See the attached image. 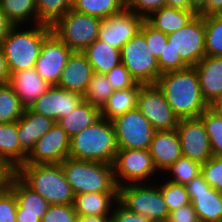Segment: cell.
I'll return each mask as SVG.
<instances>
[{
    "mask_svg": "<svg viewBox=\"0 0 222 222\" xmlns=\"http://www.w3.org/2000/svg\"><path fill=\"white\" fill-rule=\"evenodd\" d=\"M140 31L144 34L148 47L151 53L158 59L163 53L164 45L167 43V34L155 29L146 20L142 22Z\"/></svg>",
    "mask_w": 222,
    "mask_h": 222,
    "instance_id": "60d3db41",
    "label": "cell"
},
{
    "mask_svg": "<svg viewBox=\"0 0 222 222\" xmlns=\"http://www.w3.org/2000/svg\"><path fill=\"white\" fill-rule=\"evenodd\" d=\"M121 63L140 84H155L161 75L157 58L139 30L121 49Z\"/></svg>",
    "mask_w": 222,
    "mask_h": 222,
    "instance_id": "ba28073f",
    "label": "cell"
},
{
    "mask_svg": "<svg viewBox=\"0 0 222 222\" xmlns=\"http://www.w3.org/2000/svg\"><path fill=\"white\" fill-rule=\"evenodd\" d=\"M10 72L8 69L7 61L4 57L2 46L0 44V84H6L9 82Z\"/></svg>",
    "mask_w": 222,
    "mask_h": 222,
    "instance_id": "816d5d0a",
    "label": "cell"
},
{
    "mask_svg": "<svg viewBox=\"0 0 222 222\" xmlns=\"http://www.w3.org/2000/svg\"><path fill=\"white\" fill-rule=\"evenodd\" d=\"M15 175V170L0 158V194L9 188L10 181Z\"/></svg>",
    "mask_w": 222,
    "mask_h": 222,
    "instance_id": "681fc988",
    "label": "cell"
},
{
    "mask_svg": "<svg viewBox=\"0 0 222 222\" xmlns=\"http://www.w3.org/2000/svg\"><path fill=\"white\" fill-rule=\"evenodd\" d=\"M166 6L185 11H196L191 5V0H166Z\"/></svg>",
    "mask_w": 222,
    "mask_h": 222,
    "instance_id": "db71d44e",
    "label": "cell"
},
{
    "mask_svg": "<svg viewBox=\"0 0 222 222\" xmlns=\"http://www.w3.org/2000/svg\"><path fill=\"white\" fill-rule=\"evenodd\" d=\"M0 158L14 170L25 163L27 154L20 146L17 136V122H0Z\"/></svg>",
    "mask_w": 222,
    "mask_h": 222,
    "instance_id": "f1b7e54d",
    "label": "cell"
},
{
    "mask_svg": "<svg viewBox=\"0 0 222 222\" xmlns=\"http://www.w3.org/2000/svg\"><path fill=\"white\" fill-rule=\"evenodd\" d=\"M83 100L79 93L51 85L29 108L57 122L71 113Z\"/></svg>",
    "mask_w": 222,
    "mask_h": 222,
    "instance_id": "ac0fdd59",
    "label": "cell"
},
{
    "mask_svg": "<svg viewBox=\"0 0 222 222\" xmlns=\"http://www.w3.org/2000/svg\"><path fill=\"white\" fill-rule=\"evenodd\" d=\"M72 9L103 20L121 13L125 9V0H74Z\"/></svg>",
    "mask_w": 222,
    "mask_h": 222,
    "instance_id": "1f68e13d",
    "label": "cell"
},
{
    "mask_svg": "<svg viewBox=\"0 0 222 222\" xmlns=\"http://www.w3.org/2000/svg\"><path fill=\"white\" fill-rule=\"evenodd\" d=\"M112 165L118 187L126 184L152 183L149 180L154 179L150 178L157 176L156 174L159 176L149 150L118 149Z\"/></svg>",
    "mask_w": 222,
    "mask_h": 222,
    "instance_id": "9c48e42d",
    "label": "cell"
},
{
    "mask_svg": "<svg viewBox=\"0 0 222 222\" xmlns=\"http://www.w3.org/2000/svg\"><path fill=\"white\" fill-rule=\"evenodd\" d=\"M50 117L38 114L30 108H24L17 121V136L21 149L28 155L35 143L42 138L55 124Z\"/></svg>",
    "mask_w": 222,
    "mask_h": 222,
    "instance_id": "7402d4cb",
    "label": "cell"
},
{
    "mask_svg": "<svg viewBox=\"0 0 222 222\" xmlns=\"http://www.w3.org/2000/svg\"><path fill=\"white\" fill-rule=\"evenodd\" d=\"M101 118V109L83 100L71 113L57 122L71 138Z\"/></svg>",
    "mask_w": 222,
    "mask_h": 222,
    "instance_id": "f546056e",
    "label": "cell"
},
{
    "mask_svg": "<svg viewBox=\"0 0 222 222\" xmlns=\"http://www.w3.org/2000/svg\"><path fill=\"white\" fill-rule=\"evenodd\" d=\"M0 7L14 26L37 24L35 0H0Z\"/></svg>",
    "mask_w": 222,
    "mask_h": 222,
    "instance_id": "4dcf8cb0",
    "label": "cell"
},
{
    "mask_svg": "<svg viewBox=\"0 0 222 222\" xmlns=\"http://www.w3.org/2000/svg\"><path fill=\"white\" fill-rule=\"evenodd\" d=\"M37 24L52 26L72 9L74 0H35Z\"/></svg>",
    "mask_w": 222,
    "mask_h": 222,
    "instance_id": "d6a6232c",
    "label": "cell"
},
{
    "mask_svg": "<svg viewBox=\"0 0 222 222\" xmlns=\"http://www.w3.org/2000/svg\"><path fill=\"white\" fill-rule=\"evenodd\" d=\"M200 222H222V193L210 187L200 174L186 185Z\"/></svg>",
    "mask_w": 222,
    "mask_h": 222,
    "instance_id": "2e32d148",
    "label": "cell"
},
{
    "mask_svg": "<svg viewBox=\"0 0 222 222\" xmlns=\"http://www.w3.org/2000/svg\"><path fill=\"white\" fill-rule=\"evenodd\" d=\"M17 200L8 188L0 194V222H16Z\"/></svg>",
    "mask_w": 222,
    "mask_h": 222,
    "instance_id": "bcb514c9",
    "label": "cell"
},
{
    "mask_svg": "<svg viewBox=\"0 0 222 222\" xmlns=\"http://www.w3.org/2000/svg\"><path fill=\"white\" fill-rule=\"evenodd\" d=\"M72 50L53 32L42 43L36 60V72L50 85H57Z\"/></svg>",
    "mask_w": 222,
    "mask_h": 222,
    "instance_id": "9a60e30c",
    "label": "cell"
},
{
    "mask_svg": "<svg viewBox=\"0 0 222 222\" xmlns=\"http://www.w3.org/2000/svg\"><path fill=\"white\" fill-rule=\"evenodd\" d=\"M110 215L103 216H78L77 222H109Z\"/></svg>",
    "mask_w": 222,
    "mask_h": 222,
    "instance_id": "11a10c76",
    "label": "cell"
},
{
    "mask_svg": "<svg viewBox=\"0 0 222 222\" xmlns=\"http://www.w3.org/2000/svg\"><path fill=\"white\" fill-rule=\"evenodd\" d=\"M196 14H198L197 11L164 6L152 12L145 20L155 29L168 35L184 27Z\"/></svg>",
    "mask_w": 222,
    "mask_h": 222,
    "instance_id": "83f0119b",
    "label": "cell"
},
{
    "mask_svg": "<svg viewBox=\"0 0 222 222\" xmlns=\"http://www.w3.org/2000/svg\"><path fill=\"white\" fill-rule=\"evenodd\" d=\"M15 175L50 205L73 204L75 194L66 180L61 164H23Z\"/></svg>",
    "mask_w": 222,
    "mask_h": 222,
    "instance_id": "7a4b0ae2",
    "label": "cell"
},
{
    "mask_svg": "<svg viewBox=\"0 0 222 222\" xmlns=\"http://www.w3.org/2000/svg\"><path fill=\"white\" fill-rule=\"evenodd\" d=\"M118 201L128 210L149 218L152 222L165 221L169 209L156 184H126L118 187Z\"/></svg>",
    "mask_w": 222,
    "mask_h": 222,
    "instance_id": "8992f818",
    "label": "cell"
},
{
    "mask_svg": "<svg viewBox=\"0 0 222 222\" xmlns=\"http://www.w3.org/2000/svg\"><path fill=\"white\" fill-rule=\"evenodd\" d=\"M9 189L17 200L16 222H41L50 203L27 187L16 175L12 177Z\"/></svg>",
    "mask_w": 222,
    "mask_h": 222,
    "instance_id": "d6986e66",
    "label": "cell"
},
{
    "mask_svg": "<svg viewBox=\"0 0 222 222\" xmlns=\"http://www.w3.org/2000/svg\"><path fill=\"white\" fill-rule=\"evenodd\" d=\"M70 137L58 122L40 138L24 164H61L69 157Z\"/></svg>",
    "mask_w": 222,
    "mask_h": 222,
    "instance_id": "4fadbf2b",
    "label": "cell"
},
{
    "mask_svg": "<svg viewBox=\"0 0 222 222\" xmlns=\"http://www.w3.org/2000/svg\"><path fill=\"white\" fill-rule=\"evenodd\" d=\"M93 73L92 66L85 53L83 51H72L57 86L83 96Z\"/></svg>",
    "mask_w": 222,
    "mask_h": 222,
    "instance_id": "ffe728a7",
    "label": "cell"
},
{
    "mask_svg": "<svg viewBox=\"0 0 222 222\" xmlns=\"http://www.w3.org/2000/svg\"><path fill=\"white\" fill-rule=\"evenodd\" d=\"M77 219L73 204L50 205L41 222H77Z\"/></svg>",
    "mask_w": 222,
    "mask_h": 222,
    "instance_id": "7bdbcfd3",
    "label": "cell"
},
{
    "mask_svg": "<svg viewBox=\"0 0 222 222\" xmlns=\"http://www.w3.org/2000/svg\"><path fill=\"white\" fill-rule=\"evenodd\" d=\"M206 56H222V14L204 16Z\"/></svg>",
    "mask_w": 222,
    "mask_h": 222,
    "instance_id": "e575fe53",
    "label": "cell"
},
{
    "mask_svg": "<svg viewBox=\"0 0 222 222\" xmlns=\"http://www.w3.org/2000/svg\"><path fill=\"white\" fill-rule=\"evenodd\" d=\"M144 20L142 16L124 9L121 13L101 21L98 39L121 50L123 45L140 30Z\"/></svg>",
    "mask_w": 222,
    "mask_h": 222,
    "instance_id": "e0dca14e",
    "label": "cell"
},
{
    "mask_svg": "<svg viewBox=\"0 0 222 222\" xmlns=\"http://www.w3.org/2000/svg\"><path fill=\"white\" fill-rule=\"evenodd\" d=\"M112 122L118 149L149 150L155 130L137 108Z\"/></svg>",
    "mask_w": 222,
    "mask_h": 222,
    "instance_id": "8fae6325",
    "label": "cell"
},
{
    "mask_svg": "<svg viewBox=\"0 0 222 222\" xmlns=\"http://www.w3.org/2000/svg\"><path fill=\"white\" fill-rule=\"evenodd\" d=\"M118 146L112 121L101 118L70 138L69 157L113 164Z\"/></svg>",
    "mask_w": 222,
    "mask_h": 222,
    "instance_id": "3957f363",
    "label": "cell"
},
{
    "mask_svg": "<svg viewBox=\"0 0 222 222\" xmlns=\"http://www.w3.org/2000/svg\"><path fill=\"white\" fill-rule=\"evenodd\" d=\"M149 152L157 172L161 175L182 156L181 143L176 129L155 131Z\"/></svg>",
    "mask_w": 222,
    "mask_h": 222,
    "instance_id": "44dd1931",
    "label": "cell"
},
{
    "mask_svg": "<svg viewBox=\"0 0 222 222\" xmlns=\"http://www.w3.org/2000/svg\"><path fill=\"white\" fill-rule=\"evenodd\" d=\"M201 175L210 187L222 193V156H212L203 163Z\"/></svg>",
    "mask_w": 222,
    "mask_h": 222,
    "instance_id": "ab89813d",
    "label": "cell"
},
{
    "mask_svg": "<svg viewBox=\"0 0 222 222\" xmlns=\"http://www.w3.org/2000/svg\"><path fill=\"white\" fill-rule=\"evenodd\" d=\"M61 167L75 195L118 193L112 164L68 157L61 163Z\"/></svg>",
    "mask_w": 222,
    "mask_h": 222,
    "instance_id": "5b68a950",
    "label": "cell"
},
{
    "mask_svg": "<svg viewBox=\"0 0 222 222\" xmlns=\"http://www.w3.org/2000/svg\"><path fill=\"white\" fill-rule=\"evenodd\" d=\"M209 108L222 116V93L209 104Z\"/></svg>",
    "mask_w": 222,
    "mask_h": 222,
    "instance_id": "9f6ffc18",
    "label": "cell"
},
{
    "mask_svg": "<svg viewBox=\"0 0 222 222\" xmlns=\"http://www.w3.org/2000/svg\"><path fill=\"white\" fill-rule=\"evenodd\" d=\"M207 4V0H191L192 7L199 13Z\"/></svg>",
    "mask_w": 222,
    "mask_h": 222,
    "instance_id": "6f0895ef",
    "label": "cell"
},
{
    "mask_svg": "<svg viewBox=\"0 0 222 222\" xmlns=\"http://www.w3.org/2000/svg\"><path fill=\"white\" fill-rule=\"evenodd\" d=\"M176 131L182 156L201 164L213 156L205 125L200 117L179 119Z\"/></svg>",
    "mask_w": 222,
    "mask_h": 222,
    "instance_id": "5bb4252c",
    "label": "cell"
},
{
    "mask_svg": "<svg viewBox=\"0 0 222 222\" xmlns=\"http://www.w3.org/2000/svg\"><path fill=\"white\" fill-rule=\"evenodd\" d=\"M142 85L136 83L131 88L114 90L101 108L102 117L113 121L115 118L137 108L138 95Z\"/></svg>",
    "mask_w": 222,
    "mask_h": 222,
    "instance_id": "4316f807",
    "label": "cell"
},
{
    "mask_svg": "<svg viewBox=\"0 0 222 222\" xmlns=\"http://www.w3.org/2000/svg\"><path fill=\"white\" fill-rule=\"evenodd\" d=\"M8 84L24 108H29L51 86L36 72L35 67L11 73Z\"/></svg>",
    "mask_w": 222,
    "mask_h": 222,
    "instance_id": "603a6c76",
    "label": "cell"
},
{
    "mask_svg": "<svg viewBox=\"0 0 222 222\" xmlns=\"http://www.w3.org/2000/svg\"><path fill=\"white\" fill-rule=\"evenodd\" d=\"M33 26L26 30L19 25L13 26L1 42L10 74L35 67L42 43L52 32L49 25L34 24ZM20 27L21 30H19Z\"/></svg>",
    "mask_w": 222,
    "mask_h": 222,
    "instance_id": "277c9868",
    "label": "cell"
},
{
    "mask_svg": "<svg viewBox=\"0 0 222 222\" xmlns=\"http://www.w3.org/2000/svg\"><path fill=\"white\" fill-rule=\"evenodd\" d=\"M201 168V163L191 160L188 157L181 156L164 172V175L165 173L167 175L170 174L168 175V181L186 185L189 181L201 174Z\"/></svg>",
    "mask_w": 222,
    "mask_h": 222,
    "instance_id": "d590c367",
    "label": "cell"
},
{
    "mask_svg": "<svg viewBox=\"0 0 222 222\" xmlns=\"http://www.w3.org/2000/svg\"><path fill=\"white\" fill-rule=\"evenodd\" d=\"M118 193H83L75 195L73 206L78 216L111 215Z\"/></svg>",
    "mask_w": 222,
    "mask_h": 222,
    "instance_id": "d4e9b609",
    "label": "cell"
},
{
    "mask_svg": "<svg viewBox=\"0 0 222 222\" xmlns=\"http://www.w3.org/2000/svg\"><path fill=\"white\" fill-rule=\"evenodd\" d=\"M157 62L161 74L188 68L182 61L180 54L175 52L170 41H167L164 45L163 53L159 56Z\"/></svg>",
    "mask_w": 222,
    "mask_h": 222,
    "instance_id": "b9f144b4",
    "label": "cell"
},
{
    "mask_svg": "<svg viewBox=\"0 0 222 222\" xmlns=\"http://www.w3.org/2000/svg\"><path fill=\"white\" fill-rule=\"evenodd\" d=\"M168 222H200L192 203L169 212Z\"/></svg>",
    "mask_w": 222,
    "mask_h": 222,
    "instance_id": "c3c4849f",
    "label": "cell"
},
{
    "mask_svg": "<svg viewBox=\"0 0 222 222\" xmlns=\"http://www.w3.org/2000/svg\"><path fill=\"white\" fill-rule=\"evenodd\" d=\"M114 92L105 74L93 73L83 98L97 108H102Z\"/></svg>",
    "mask_w": 222,
    "mask_h": 222,
    "instance_id": "8d00e7d4",
    "label": "cell"
},
{
    "mask_svg": "<svg viewBox=\"0 0 222 222\" xmlns=\"http://www.w3.org/2000/svg\"><path fill=\"white\" fill-rule=\"evenodd\" d=\"M199 117L205 125L213 156H222V116L208 107Z\"/></svg>",
    "mask_w": 222,
    "mask_h": 222,
    "instance_id": "74e56055",
    "label": "cell"
},
{
    "mask_svg": "<svg viewBox=\"0 0 222 222\" xmlns=\"http://www.w3.org/2000/svg\"><path fill=\"white\" fill-rule=\"evenodd\" d=\"M155 84L179 119L198 118L209 107L195 67L162 73Z\"/></svg>",
    "mask_w": 222,
    "mask_h": 222,
    "instance_id": "6da1fadb",
    "label": "cell"
},
{
    "mask_svg": "<svg viewBox=\"0 0 222 222\" xmlns=\"http://www.w3.org/2000/svg\"><path fill=\"white\" fill-rule=\"evenodd\" d=\"M137 109L149 121L155 131H170L177 128L179 118L174 114L156 84L141 86Z\"/></svg>",
    "mask_w": 222,
    "mask_h": 222,
    "instance_id": "7c38bea8",
    "label": "cell"
},
{
    "mask_svg": "<svg viewBox=\"0 0 222 222\" xmlns=\"http://www.w3.org/2000/svg\"><path fill=\"white\" fill-rule=\"evenodd\" d=\"M101 21L71 9L51 26V30L72 51H84L98 39Z\"/></svg>",
    "mask_w": 222,
    "mask_h": 222,
    "instance_id": "52a82bcc",
    "label": "cell"
},
{
    "mask_svg": "<svg viewBox=\"0 0 222 222\" xmlns=\"http://www.w3.org/2000/svg\"><path fill=\"white\" fill-rule=\"evenodd\" d=\"M92 66L93 72L107 74L112 68L121 63V50L97 39L84 51Z\"/></svg>",
    "mask_w": 222,
    "mask_h": 222,
    "instance_id": "484cf974",
    "label": "cell"
},
{
    "mask_svg": "<svg viewBox=\"0 0 222 222\" xmlns=\"http://www.w3.org/2000/svg\"><path fill=\"white\" fill-rule=\"evenodd\" d=\"M13 26L0 7V44Z\"/></svg>",
    "mask_w": 222,
    "mask_h": 222,
    "instance_id": "f5cc1de1",
    "label": "cell"
},
{
    "mask_svg": "<svg viewBox=\"0 0 222 222\" xmlns=\"http://www.w3.org/2000/svg\"><path fill=\"white\" fill-rule=\"evenodd\" d=\"M205 101L210 104L222 93V56H204L195 66Z\"/></svg>",
    "mask_w": 222,
    "mask_h": 222,
    "instance_id": "cb8c5ba5",
    "label": "cell"
},
{
    "mask_svg": "<svg viewBox=\"0 0 222 222\" xmlns=\"http://www.w3.org/2000/svg\"><path fill=\"white\" fill-rule=\"evenodd\" d=\"M110 220L112 222H152L146 216L128 210L119 201L114 204Z\"/></svg>",
    "mask_w": 222,
    "mask_h": 222,
    "instance_id": "7dc6e473",
    "label": "cell"
},
{
    "mask_svg": "<svg viewBox=\"0 0 222 222\" xmlns=\"http://www.w3.org/2000/svg\"><path fill=\"white\" fill-rule=\"evenodd\" d=\"M162 181V185H158L164 201L167 204L169 212L191 203L189 194L185 185L173 183L171 181Z\"/></svg>",
    "mask_w": 222,
    "mask_h": 222,
    "instance_id": "f35d334b",
    "label": "cell"
},
{
    "mask_svg": "<svg viewBox=\"0 0 222 222\" xmlns=\"http://www.w3.org/2000/svg\"><path fill=\"white\" fill-rule=\"evenodd\" d=\"M198 14L202 16L222 14V0H207L206 6Z\"/></svg>",
    "mask_w": 222,
    "mask_h": 222,
    "instance_id": "f907efd6",
    "label": "cell"
},
{
    "mask_svg": "<svg viewBox=\"0 0 222 222\" xmlns=\"http://www.w3.org/2000/svg\"><path fill=\"white\" fill-rule=\"evenodd\" d=\"M168 41L188 67H195L206 55L204 16L196 14L184 27L169 33Z\"/></svg>",
    "mask_w": 222,
    "mask_h": 222,
    "instance_id": "30bf717a",
    "label": "cell"
},
{
    "mask_svg": "<svg viewBox=\"0 0 222 222\" xmlns=\"http://www.w3.org/2000/svg\"><path fill=\"white\" fill-rule=\"evenodd\" d=\"M164 6H166V0H125V9L144 19Z\"/></svg>",
    "mask_w": 222,
    "mask_h": 222,
    "instance_id": "f6af8a7d",
    "label": "cell"
},
{
    "mask_svg": "<svg viewBox=\"0 0 222 222\" xmlns=\"http://www.w3.org/2000/svg\"><path fill=\"white\" fill-rule=\"evenodd\" d=\"M105 75L114 90L131 88L137 83L122 63Z\"/></svg>",
    "mask_w": 222,
    "mask_h": 222,
    "instance_id": "ee69618b",
    "label": "cell"
},
{
    "mask_svg": "<svg viewBox=\"0 0 222 222\" xmlns=\"http://www.w3.org/2000/svg\"><path fill=\"white\" fill-rule=\"evenodd\" d=\"M24 107L13 88L8 84H0V122H17L22 116Z\"/></svg>",
    "mask_w": 222,
    "mask_h": 222,
    "instance_id": "836d02e7",
    "label": "cell"
}]
</instances>
